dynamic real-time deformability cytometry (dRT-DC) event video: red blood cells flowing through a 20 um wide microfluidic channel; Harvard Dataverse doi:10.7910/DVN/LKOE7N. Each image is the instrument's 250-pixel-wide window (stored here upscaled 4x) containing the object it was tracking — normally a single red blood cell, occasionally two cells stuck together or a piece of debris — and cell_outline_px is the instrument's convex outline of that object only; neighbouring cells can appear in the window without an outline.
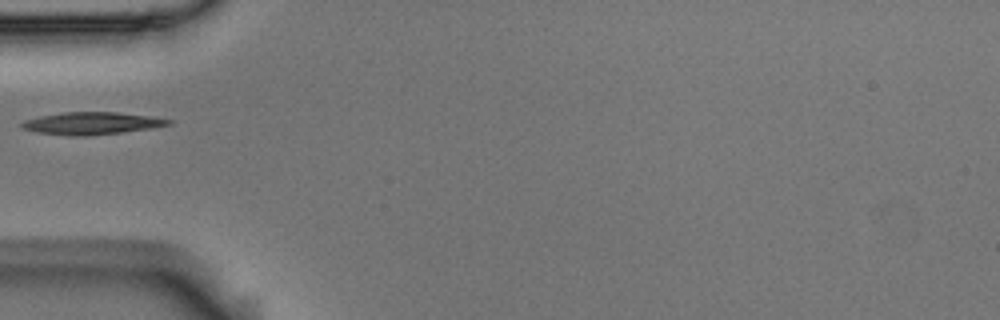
{"species": "Egyptian fruit bat (a non-hibernating species)", "species_latin": "Rousettus aegyptiacus", "temperature_condition": "room temperature", "stored_images_in_passage": 1, "camera_frame_rate_fps": 3000, "um_per_image_px": 0.085, "animal": {"sex": "male"}, "frame": {"image": 1, "passage_image": 1, "time_ms": 0.0, "image_size_px": [1000, 320], "cell_outline_px": [[172, 124], [152, 128], [124, 132], [88, 136], [72, 136], [36, 132], [20, 128], [20, 124], [24, 120], [40, 116], [64, 112], [116, 112], [152, 116], [172, 120]], "centroid_in_image_um": [7.79, 10.48], "position_along_channel_um": 77.2, "area_um2": 19.25}}